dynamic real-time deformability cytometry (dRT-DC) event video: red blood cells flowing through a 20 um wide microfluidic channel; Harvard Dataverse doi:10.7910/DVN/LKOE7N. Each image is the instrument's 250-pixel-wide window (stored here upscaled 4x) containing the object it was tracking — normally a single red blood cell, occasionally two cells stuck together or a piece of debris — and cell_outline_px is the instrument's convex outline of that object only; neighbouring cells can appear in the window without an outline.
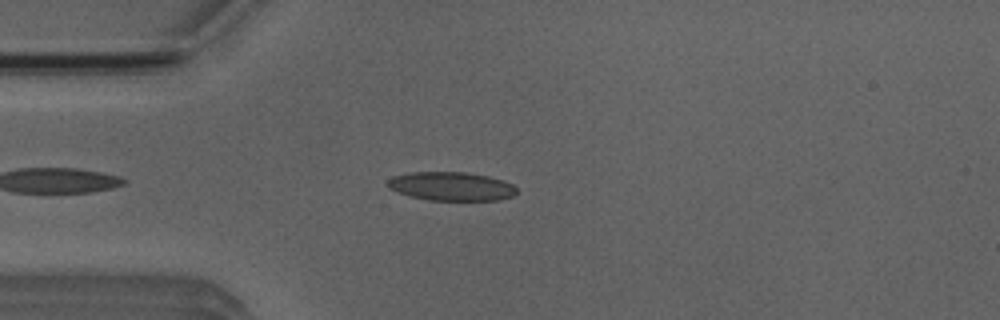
{"species": "Egyptian fruit bat (a non-hibernating species)", "species_latin": "Rousettus aegyptiacus", "temperature_condition": "room temperature", "stored_images_in_passage": 42, "camera_frame_rate_fps": 3000, "um_per_image_px": 0.085, "animal": {"sex": "male"}, "frame": {"image": 1, "passage_image": 6, "time_ms": 1.667, "image_size_px": [1000, 320], "cell_outline_px": [[516, 192], [512, 196], [500, 200], [428, 200], [408, 196], [396, 192], [388, 188], [384, 184], [392, 176], [408, 172], [464, 172], [488, 176], [504, 180], [512, 184], [516, 188]], "centroid_in_image_um": [38.3, 15.83], "position_along_channel_um": 46.7, "area_um2": 21.85}}
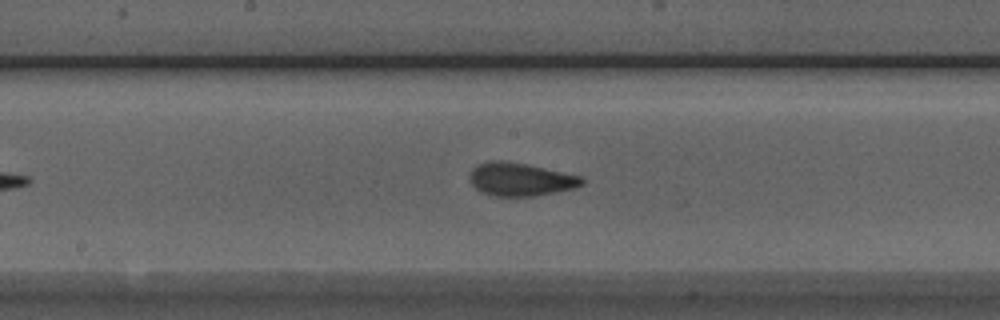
{"frame": {"image": 2, "passage_image": 19, "time_ms": 6.0, "image_size_px": [1000, 320], "cell_outline_px": [[584, 184], [576, 188], [536, 196], [496, 196], [480, 192], [468, 180], [468, 176], [472, 168], [476, 164], [488, 160], [500, 160], [528, 164], [580, 176], [584, 180]], "centroid_in_image_um": [44.2, 15.24], "position_along_channel_um": 204.0, "area_um2": 21.96}}
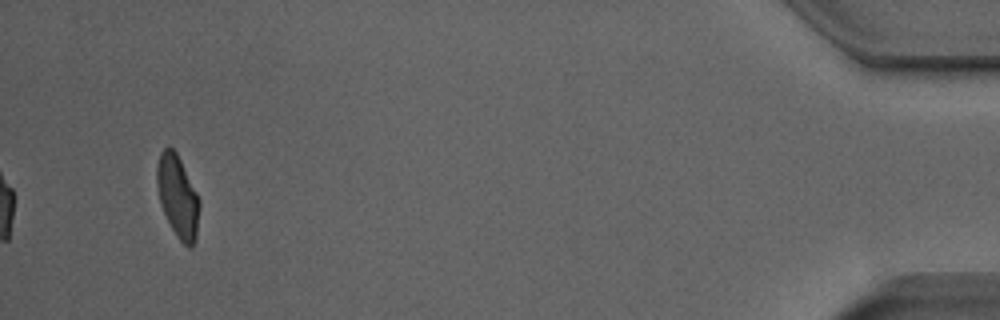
{"frame": {"image": 3, "passage_image": 42, "time_ms": 13.667, "image_size_px": [1000, 320], "cell_outline_px": [[200, 208], [196, 240], [192, 248], [188, 248], [180, 240], [172, 228], [160, 204], [156, 184], [156, 168], [160, 152], [168, 144], [176, 152], [200, 200]], "centroid_in_image_um": [15.1, 16.7], "position_along_channel_um": 420.1, "area_um2": 20.4}, "authors_computed_cell_mechanics": {"area_um2": 21.2704, "velocity_mm_per_s": 3.9236, "shape_relaxation_time_tau1_ms": 5.0033, "shape_relaxation_time_tau2_ms": 1.1276, "deformation_change_tau1": 0.157, "deformation_change_tau2": 0.0791}}